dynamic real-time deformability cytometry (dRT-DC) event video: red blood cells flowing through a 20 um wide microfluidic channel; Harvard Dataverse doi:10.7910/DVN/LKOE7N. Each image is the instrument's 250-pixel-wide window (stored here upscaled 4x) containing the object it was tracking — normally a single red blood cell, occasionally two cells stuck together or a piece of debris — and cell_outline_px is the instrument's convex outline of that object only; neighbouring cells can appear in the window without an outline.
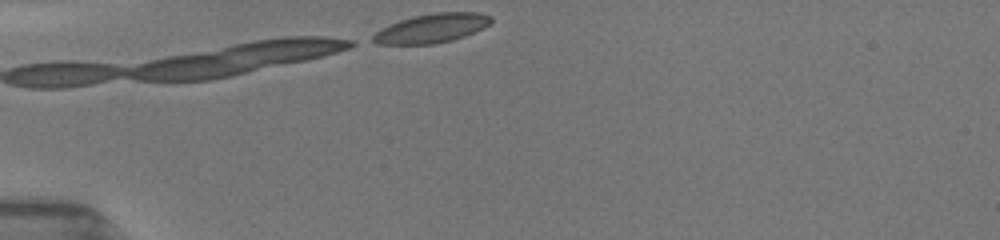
{"species": "common noctule bat (a hibernating species)", "species_latin": "Nyctalus noctula", "temperature_condition": "room temperature", "stored_images_in_passage": 9, "camera_frame_rate_fps": 3000, "um_per_image_px": 0.085, "animal": {"sex": "female", "body_mass_g": 19.5, "forearm_length_mm": 54.1}, "frame": {"image": 1, "passage_image": 1, "time_ms": 0.0, "image_size_px": [1000, 240], "cell_outline_px": [[492, 20], [488, 24], [464, 36], [452, 40], [432, 44], [376, 44], [364, 40], [376, 32], [400, 20], [416, 16], [436, 12], [476, 12], [488, 16]], "centroid_in_image_um": [36.58, 2.42], "position_along_channel_um": 48.4, "area_um2": 19.71}}